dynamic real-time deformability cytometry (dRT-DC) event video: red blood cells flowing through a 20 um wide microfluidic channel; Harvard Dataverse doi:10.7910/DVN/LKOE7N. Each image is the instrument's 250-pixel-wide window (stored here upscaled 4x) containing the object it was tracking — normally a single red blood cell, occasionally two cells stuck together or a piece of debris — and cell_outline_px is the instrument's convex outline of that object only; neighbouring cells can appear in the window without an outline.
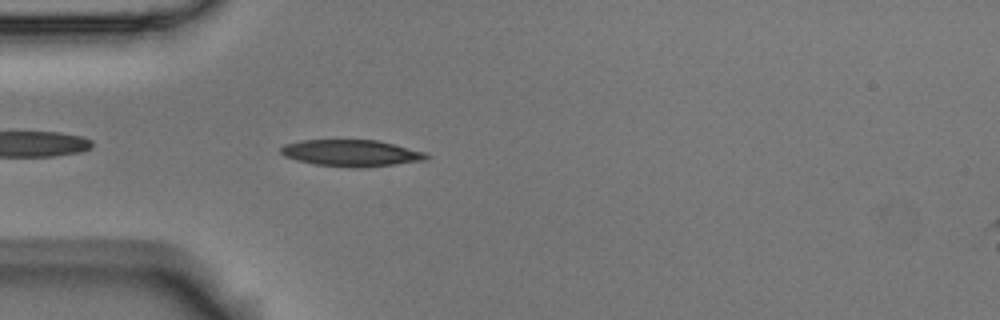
{"species": "Egyptian fruit bat (a non-hibernating species)", "species_latin": "Rousettus aegyptiacus", "temperature_condition": "room temperature", "stored_images_in_passage": 5, "camera_frame_rate_fps": 3000, "um_per_image_px": 0.085, "animal": {"sex": "male"}, "frame": {"image": 1, "passage_image": 5, "time_ms": 1.333, "image_size_px": [1000, 320], "cell_outline_px": [[432, 156], [424, 160], [364, 168], [356, 168], [316, 164], [296, 160], [284, 156], [280, 152], [280, 148], [284, 144], [300, 140], [380, 140], [428, 152]], "centroid_in_image_um": [29.9, 13.0], "position_along_channel_um": 55.1, "area_um2": 22.83}}